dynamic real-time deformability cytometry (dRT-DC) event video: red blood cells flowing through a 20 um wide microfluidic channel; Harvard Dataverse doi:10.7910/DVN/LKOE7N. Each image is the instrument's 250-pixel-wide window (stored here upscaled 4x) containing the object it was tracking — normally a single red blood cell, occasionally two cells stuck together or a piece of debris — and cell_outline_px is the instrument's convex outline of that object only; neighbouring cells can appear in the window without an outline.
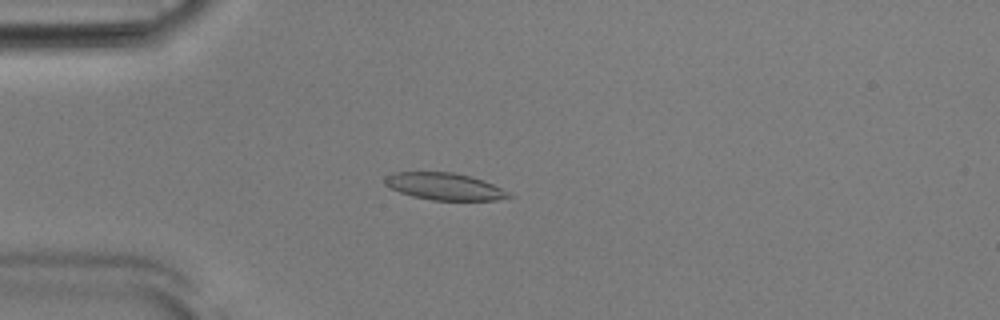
{"species": "Egyptian fruit bat (a non-hibernating species)", "species_latin": "Rousettus aegyptiacus", "temperature_condition": "room temperature", "stored_images_in_passage": 53, "camera_frame_rate_fps": 3000, "um_per_image_px": 0.085, "animal": {"sex": "male"}, "frame": {"image": 1, "passage_image": 14, "time_ms": 4.333, "image_size_px": [1000, 320], "cell_outline_px": [[516, 196], [496, 200], [432, 200], [412, 196], [388, 188], [384, 184], [384, 176], [396, 172], [452, 172], [472, 176], [492, 184]], "centroid_in_image_um": [37.75, 15.84], "position_along_channel_um": 47.3, "area_um2": 19.59}}
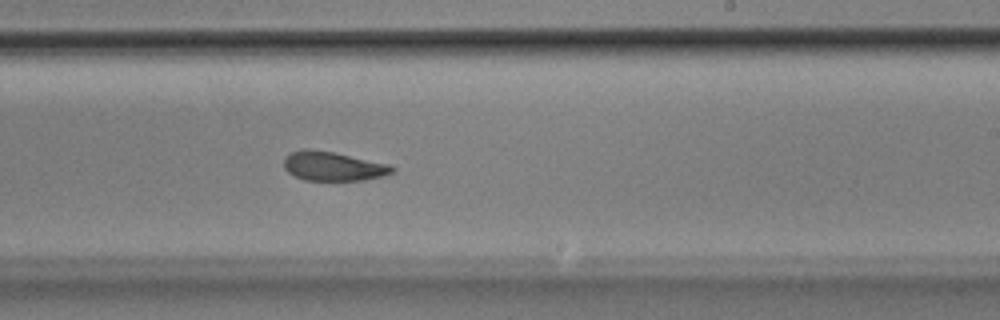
{"frame": {"image": 2, "passage_image": 32, "time_ms": 10.333, "image_size_px": [1000, 320], "cell_outline_px": [[396, 168], [392, 172], [384, 176], [364, 180], [304, 180], [288, 172], [284, 168], [284, 160], [292, 152], [304, 148], [332, 152], [392, 164]], "centroid_in_image_um": [28.36, 14.13], "position_along_channel_um": 260.6, "area_um2": 18.32}}
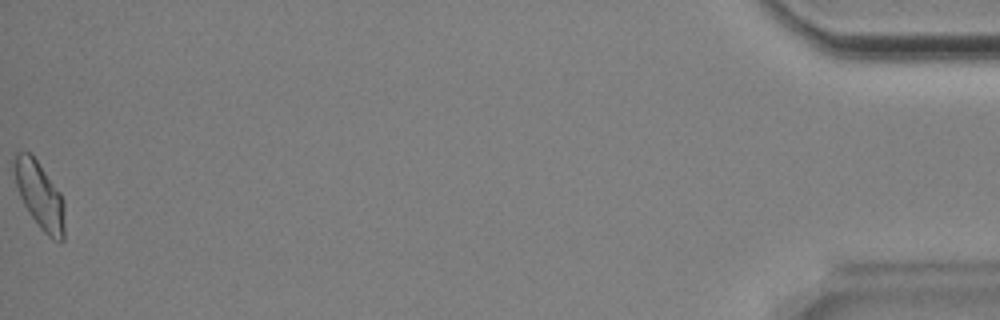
{"frame": {"image": 3, "passage_image": 53, "time_ms": 17.333, "image_size_px": [1000, 320], "cell_outline_px": [[64, 240], [60, 244], [52, 240], [40, 228], [24, 204], [20, 196], [16, 184], [12, 164], [12, 156], [16, 148], [28, 152], [36, 160], [60, 192], [64, 204]], "centroid_in_image_um": [3.35, 16.58], "position_along_channel_um": 431.9, "area_um2": 19.88}, "authors_computed_cell_mechanics": {"area_um2": 19.1896, "velocity_mm_per_s": 3.8428, "shape_relaxation_time_tau1_ms": 3.58, "shape_relaxation_time_tau2_ms": 1.9514, "deformation_change_tau1": 0.1401, "deformation_change_tau2": 0.0956}}